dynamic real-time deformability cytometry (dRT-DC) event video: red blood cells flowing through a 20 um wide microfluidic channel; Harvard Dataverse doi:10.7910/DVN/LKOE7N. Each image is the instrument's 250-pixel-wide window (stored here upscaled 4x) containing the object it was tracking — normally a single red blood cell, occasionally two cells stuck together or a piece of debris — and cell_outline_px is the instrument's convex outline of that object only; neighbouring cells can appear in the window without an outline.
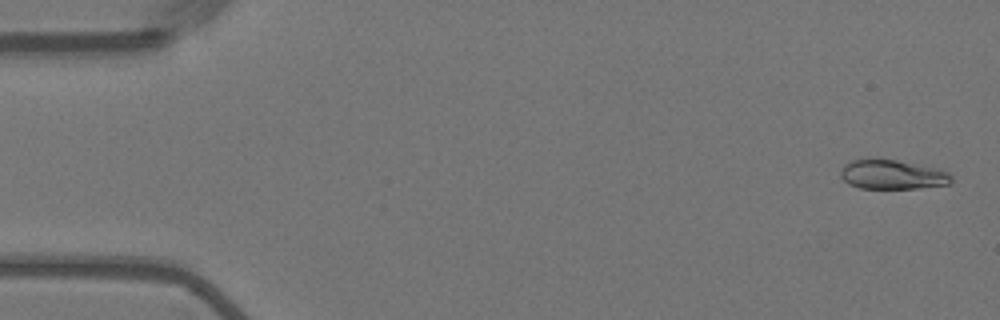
{"species": "Egyptian fruit bat (a non-hibernating species)", "species_latin": "Rousettus aegyptiacus", "temperature_condition": "warm", "stored_images_in_passage": 7, "camera_frame_rate_fps": 3000, "um_per_image_px": 0.085, "animal": {"sex": "female"}, "frame": {"image": 1, "passage_image": 2, "time_ms": 0.333, "image_size_px": [1000, 320], "cell_outline_px": [[952, 184], [916, 188], [860, 188], [848, 184], [840, 176], [840, 172], [844, 164], [852, 160], [876, 156], [940, 168], [948, 172], [952, 176]], "centroid_in_image_um": [75.84, 14.8], "position_along_channel_um": 9.2, "area_um2": 19.59}}